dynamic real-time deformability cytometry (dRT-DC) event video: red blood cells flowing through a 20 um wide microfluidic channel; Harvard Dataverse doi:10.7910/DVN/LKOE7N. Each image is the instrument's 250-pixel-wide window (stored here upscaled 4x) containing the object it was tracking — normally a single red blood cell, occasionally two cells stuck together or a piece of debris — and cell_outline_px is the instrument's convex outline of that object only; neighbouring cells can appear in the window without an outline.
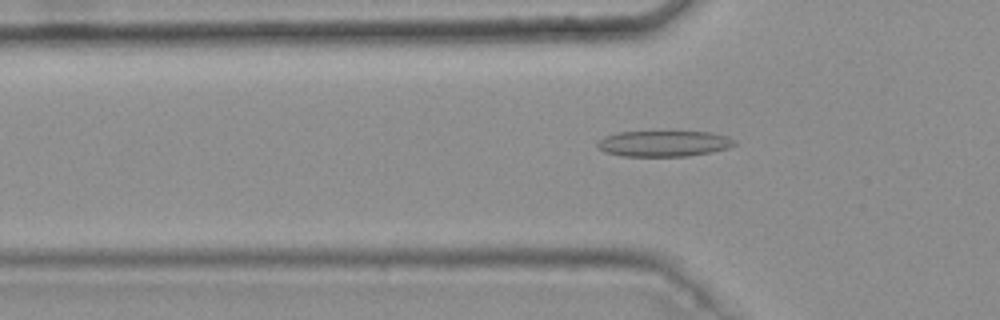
{"species": "common noctule bat (a hibernating species)", "species_latin": "Nyctalus noctula", "temperature_condition": "warm", "stored_images_in_passage": 48, "camera_frame_rate_fps": 3000, "um_per_image_px": 0.085, "animal": {"sex": "female", "body_mass_g": 25.1}, "frame": {"image": 1, "passage_image": 17, "time_ms": 5.333, "image_size_px": [1000, 320], "cell_outline_px": [[736, 144], [728, 148], [712, 152], [688, 156], [620, 156], [604, 152], [596, 148], [596, 144], [604, 136], [616, 132], [708, 132], [728, 136]], "centroid_in_image_um": [56.37, 12.21], "position_along_channel_um": 69.4, "area_um2": 20.69}}
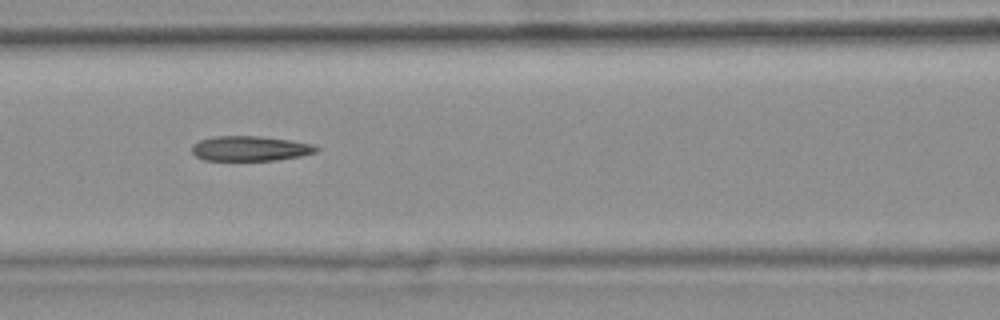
{"frame": {"image": 2, "passage_image": 23, "time_ms": 7.333, "image_size_px": [1000, 320], "cell_outline_px": [[320, 148], [316, 152], [300, 156], [276, 160], [204, 160], [196, 156], [192, 152], [192, 144], [200, 140], [216, 136], [260, 136], [292, 140], [312, 144]], "centroid_in_image_um": [21.27, 12.62], "position_along_channel_um": 145.3, "area_um2": 18.09}}
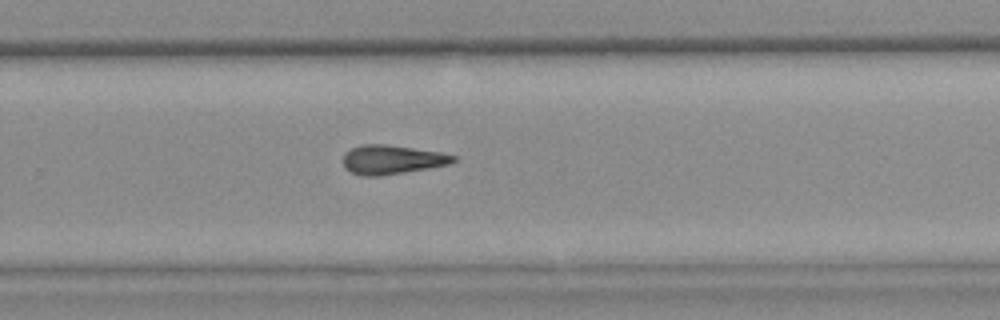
{"frame": {"image": 3, "passage_image": 35, "time_ms": 11.333, "image_size_px": [1000, 320], "cell_outline_px": [[456, 160], [448, 164], [428, 168], [380, 176], [364, 176], [352, 172], [344, 168], [344, 152], [360, 144], [384, 144], [440, 152], [456, 156]], "centroid_in_image_um": [33.28, 13.56], "position_along_channel_um": 296.5, "area_um2": 18.5}}